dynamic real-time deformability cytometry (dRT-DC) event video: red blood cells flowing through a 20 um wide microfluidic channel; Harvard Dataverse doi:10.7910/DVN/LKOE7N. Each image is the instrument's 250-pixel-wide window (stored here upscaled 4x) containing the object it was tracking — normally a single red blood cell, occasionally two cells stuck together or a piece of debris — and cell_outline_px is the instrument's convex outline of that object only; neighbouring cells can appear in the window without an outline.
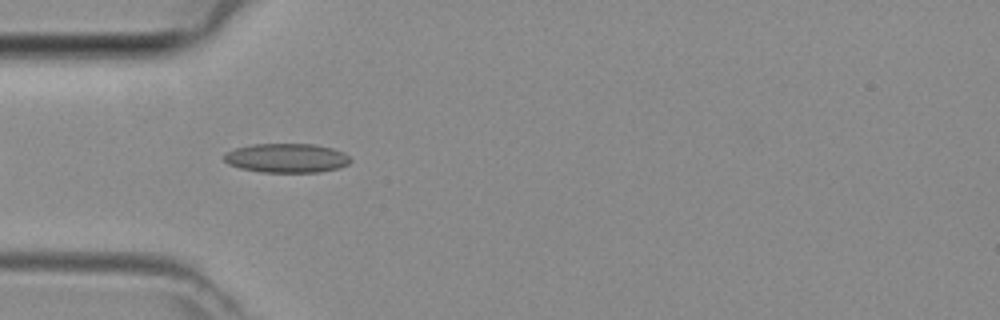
{"species": "common noctule bat (a hibernating species)", "species_latin": "Nyctalus noctula", "temperature_condition": "room temperature", "stored_images_in_passage": 33, "camera_frame_rate_fps": 3000, "um_per_image_px": 0.085, "animal": {"sex": "female", "body_mass_g": 29.2, "forearm_length_mm": 56.3}, "frame": {"image": 1, "passage_image": 3, "time_ms": 0.667, "image_size_px": [1000, 320], "cell_outline_px": [[352, 160], [348, 164], [340, 168], [320, 172], [260, 172], [240, 168], [228, 164], [224, 160], [224, 152], [236, 148], [252, 144], [316, 144], [332, 148], [344, 152]], "centroid_in_image_um": [24.37, 13.43], "position_along_channel_um": 60.6, "area_um2": 21.68}}
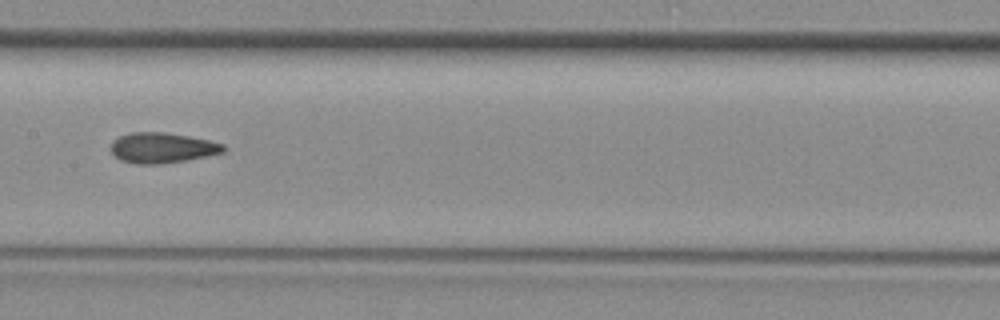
{"frame": {"image": 2, "passage_image": 12, "time_ms": 3.667, "image_size_px": [1000, 320], "cell_outline_px": [[228, 148], [224, 152], [188, 160], [156, 164], [136, 164], [120, 160], [112, 152], [112, 140], [120, 136], [132, 132], [164, 132], [188, 136], [208, 140], [224, 144]], "centroid_in_image_um": [13.81, 12.56], "position_along_channel_um": 193.6, "area_um2": 19.88}}
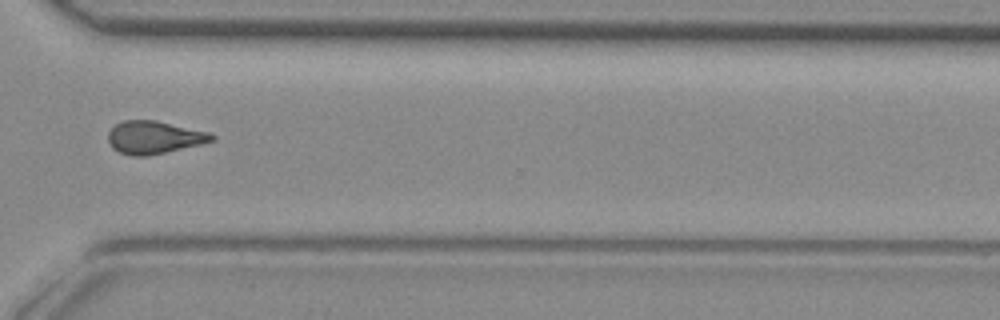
{"frame": {"image": 3, "passage_image": 23, "time_ms": 7.333, "image_size_px": [1000, 320], "cell_outline_px": [[216, 140], [200, 144], [148, 156], [132, 156], [120, 152], [112, 148], [108, 140], [108, 132], [116, 124], [124, 120], [156, 120], [208, 132], [216, 136]], "centroid_in_image_um": [13.09, 11.67], "position_along_channel_um": 357.5, "area_um2": 19.71}}